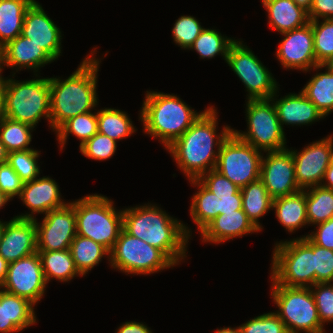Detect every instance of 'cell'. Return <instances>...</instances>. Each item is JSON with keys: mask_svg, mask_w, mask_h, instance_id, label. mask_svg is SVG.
Wrapping results in <instances>:
<instances>
[{"mask_svg": "<svg viewBox=\"0 0 333 333\" xmlns=\"http://www.w3.org/2000/svg\"><path fill=\"white\" fill-rule=\"evenodd\" d=\"M218 112L213 106L206 108L198 119L166 150L189 179H198L215 169L222 143L233 132L224 125L217 133ZM217 149H214V148Z\"/></svg>", "mask_w": 333, "mask_h": 333, "instance_id": "6da1fadb", "label": "cell"}, {"mask_svg": "<svg viewBox=\"0 0 333 333\" xmlns=\"http://www.w3.org/2000/svg\"><path fill=\"white\" fill-rule=\"evenodd\" d=\"M123 229L160 249L175 265L187 257L191 229L157 204L147 203L123 209Z\"/></svg>", "mask_w": 333, "mask_h": 333, "instance_id": "7a4b0ae2", "label": "cell"}, {"mask_svg": "<svg viewBox=\"0 0 333 333\" xmlns=\"http://www.w3.org/2000/svg\"><path fill=\"white\" fill-rule=\"evenodd\" d=\"M93 48L68 78H49L50 127L56 131L68 119L91 112L98 105L97 82L102 59ZM100 60V61H99Z\"/></svg>", "mask_w": 333, "mask_h": 333, "instance_id": "3957f363", "label": "cell"}, {"mask_svg": "<svg viewBox=\"0 0 333 333\" xmlns=\"http://www.w3.org/2000/svg\"><path fill=\"white\" fill-rule=\"evenodd\" d=\"M174 94L147 91L140 110L143 132L159 139L166 149L202 114Z\"/></svg>", "mask_w": 333, "mask_h": 333, "instance_id": "277c9868", "label": "cell"}, {"mask_svg": "<svg viewBox=\"0 0 333 333\" xmlns=\"http://www.w3.org/2000/svg\"><path fill=\"white\" fill-rule=\"evenodd\" d=\"M189 182L198 187L191 200L190 216L199 232L218 215L242 209L241 189L216 169Z\"/></svg>", "mask_w": 333, "mask_h": 333, "instance_id": "5b68a950", "label": "cell"}, {"mask_svg": "<svg viewBox=\"0 0 333 333\" xmlns=\"http://www.w3.org/2000/svg\"><path fill=\"white\" fill-rule=\"evenodd\" d=\"M107 196L91 194L74 201L76 235L92 239L109 251L123 229V209Z\"/></svg>", "mask_w": 333, "mask_h": 333, "instance_id": "8992f818", "label": "cell"}, {"mask_svg": "<svg viewBox=\"0 0 333 333\" xmlns=\"http://www.w3.org/2000/svg\"><path fill=\"white\" fill-rule=\"evenodd\" d=\"M270 275L272 284L288 287L315 285L314 243L307 236L276 242Z\"/></svg>", "mask_w": 333, "mask_h": 333, "instance_id": "52a82bcc", "label": "cell"}, {"mask_svg": "<svg viewBox=\"0 0 333 333\" xmlns=\"http://www.w3.org/2000/svg\"><path fill=\"white\" fill-rule=\"evenodd\" d=\"M5 117L37 126L43 117L50 124L49 78H34L24 81L5 79Z\"/></svg>", "mask_w": 333, "mask_h": 333, "instance_id": "ba28073f", "label": "cell"}, {"mask_svg": "<svg viewBox=\"0 0 333 333\" xmlns=\"http://www.w3.org/2000/svg\"><path fill=\"white\" fill-rule=\"evenodd\" d=\"M270 296L278 308L275 313L288 333H326L310 287L272 284Z\"/></svg>", "mask_w": 333, "mask_h": 333, "instance_id": "9c48e42d", "label": "cell"}, {"mask_svg": "<svg viewBox=\"0 0 333 333\" xmlns=\"http://www.w3.org/2000/svg\"><path fill=\"white\" fill-rule=\"evenodd\" d=\"M245 109L247 131H238L233 128V133L239 139L263 152L287 148L284 128L279 122L271 98L247 100Z\"/></svg>", "mask_w": 333, "mask_h": 333, "instance_id": "30bf717a", "label": "cell"}, {"mask_svg": "<svg viewBox=\"0 0 333 333\" xmlns=\"http://www.w3.org/2000/svg\"><path fill=\"white\" fill-rule=\"evenodd\" d=\"M111 268L127 274L151 275L176 266L160 249L121 230L110 251Z\"/></svg>", "mask_w": 333, "mask_h": 333, "instance_id": "8fae6325", "label": "cell"}, {"mask_svg": "<svg viewBox=\"0 0 333 333\" xmlns=\"http://www.w3.org/2000/svg\"><path fill=\"white\" fill-rule=\"evenodd\" d=\"M263 153L232 132L221 145L215 169L241 189L260 178Z\"/></svg>", "mask_w": 333, "mask_h": 333, "instance_id": "7c38bea8", "label": "cell"}, {"mask_svg": "<svg viewBox=\"0 0 333 333\" xmlns=\"http://www.w3.org/2000/svg\"><path fill=\"white\" fill-rule=\"evenodd\" d=\"M226 63L244 83L247 100L271 98L279 88L268 68L239 39L230 45Z\"/></svg>", "mask_w": 333, "mask_h": 333, "instance_id": "4fadbf2b", "label": "cell"}, {"mask_svg": "<svg viewBox=\"0 0 333 333\" xmlns=\"http://www.w3.org/2000/svg\"><path fill=\"white\" fill-rule=\"evenodd\" d=\"M47 282L38 252L10 262L0 288L36 305L45 295Z\"/></svg>", "mask_w": 333, "mask_h": 333, "instance_id": "5bb4252c", "label": "cell"}, {"mask_svg": "<svg viewBox=\"0 0 333 333\" xmlns=\"http://www.w3.org/2000/svg\"><path fill=\"white\" fill-rule=\"evenodd\" d=\"M44 216L41 223L35 219L37 251L69 249L76 236L74 201Z\"/></svg>", "mask_w": 333, "mask_h": 333, "instance_id": "9a60e30c", "label": "cell"}, {"mask_svg": "<svg viewBox=\"0 0 333 333\" xmlns=\"http://www.w3.org/2000/svg\"><path fill=\"white\" fill-rule=\"evenodd\" d=\"M294 158L295 177L298 186L304 190L321 185L325 172L332 160L333 136L328 135L298 152L290 148Z\"/></svg>", "mask_w": 333, "mask_h": 333, "instance_id": "2e32d148", "label": "cell"}, {"mask_svg": "<svg viewBox=\"0 0 333 333\" xmlns=\"http://www.w3.org/2000/svg\"><path fill=\"white\" fill-rule=\"evenodd\" d=\"M262 157L260 179L274 199L302 190L296 181L294 158L289 148L267 151Z\"/></svg>", "mask_w": 333, "mask_h": 333, "instance_id": "e0dca14e", "label": "cell"}, {"mask_svg": "<svg viewBox=\"0 0 333 333\" xmlns=\"http://www.w3.org/2000/svg\"><path fill=\"white\" fill-rule=\"evenodd\" d=\"M283 39L276 51L277 60L285 69H295L309 72L316 63L314 51V36L312 24L309 22L303 27L281 33Z\"/></svg>", "mask_w": 333, "mask_h": 333, "instance_id": "ac0fdd59", "label": "cell"}, {"mask_svg": "<svg viewBox=\"0 0 333 333\" xmlns=\"http://www.w3.org/2000/svg\"><path fill=\"white\" fill-rule=\"evenodd\" d=\"M21 35L39 45L54 61L62 53L60 28L35 0L26 11Z\"/></svg>", "mask_w": 333, "mask_h": 333, "instance_id": "d6986e66", "label": "cell"}, {"mask_svg": "<svg viewBox=\"0 0 333 333\" xmlns=\"http://www.w3.org/2000/svg\"><path fill=\"white\" fill-rule=\"evenodd\" d=\"M35 220L13 217L5 222L0 255L8 262L37 252Z\"/></svg>", "mask_w": 333, "mask_h": 333, "instance_id": "ffe728a7", "label": "cell"}, {"mask_svg": "<svg viewBox=\"0 0 333 333\" xmlns=\"http://www.w3.org/2000/svg\"><path fill=\"white\" fill-rule=\"evenodd\" d=\"M59 189L57 182L49 176L25 182L18 198L31 212L15 217L35 220L36 213L45 215L51 210L66 206L69 202L66 203L61 199Z\"/></svg>", "mask_w": 333, "mask_h": 333, "instance_id": "44dd1931", "label": "cell"}, {"mask_svg": "<svg viewBox=\"0 0 333 333\" xmlns=\"http://www.w3.org/2000/svg\"><path fill=\"white\" fill-rule=\"evenodd\" d=\"M278 90L272 95L271 99L275 105L282 128L284 124L301 127V125L312 124L325 118L301 90L299 94L290 93L277 99L279 96L277 95V92L279 93Z\"/></svg>", "mask_w": 333, "mask_h": 333, "instance_id": "7402d4cb", "label": "cell"}, {"mask_svg": "<svg viewBox=\"0 0 333 333\" xmlns=\"http://www.w3.org/2000/svg\"><path fill=\"white\" fill-rule=\"evenodd\" d=\"M53 61L39 45L21 34L3 46V66L16 69V72L26 68L35 74L40 67Z\"/></svg>", "mask_w": 333, "mask_h": 333, "instance_id": "603a6c76", "label": "cell"}, {"mask_svg": "<svg viewBox=\"0 0 333 333\" xmlns=\"http://www.w3.org/2000/svg\"><path fill=\"white\" fill-rule=\"evenodd\" d=\"M258 231L240 209L218 215L200 232V236L204 243L219 244Z\"/></svg>", "mask_w": 333, "mask_h": 333, "instance_id": "cb8c5ba5", "label": "cell"}, {"mask_svg": "<svg viewBox=\"0 0 333 333\" xmlns=\"http://www.w3.org/2000/svg\"><path fill=\"white\" fill-rule=\"evenodd\" d=\"M35 305L0 288V333H14L37 323Z\"/></svg>", "mask_w": 333, "mask_h": 333, "instance_id": "d4e9b609", "label": "cell"}, {"mask_svg": "<svg viewBox=\"0 0 333 333\" xmlns=\"http://www.w3.org/2000/svg\"><path fill=\"white\" fill-rule=\"evenodd\" d=\"M268 14L269 26L280 34L309 23L308 12L293 0H261Z\"/></svg>", "mask_w": 333, "mask_h": 333, "instance_id": "484cf974", "label": "cell"}, {"mask_svg": "<svg viewBox=\"0 0 333 333\" xmlns=\"http://www.w3.org/2000/svg\"><path fill=\"white\" fill-rule=\"evenodd\" d=\"M272 209L279 223L290 233L308 225L306 216V189L280 196L272 201Z\"/></svg>", "mask_w": 333, "mask_h": 333, "instance_id": "4316f807", "label": "cell"}, {"mask_svg": "<svg viewBox=\"0 0 333 333\" xmlns=\"http://www.w3.org/2000/svg\"><path fill=\"white\" fill-rule=\"evenodd\" d=\"M323 68L326 72H317L301 92L326 117L333 112V71L327 65H317L313 70L319 71Z\"/></svg>", "mask_w": 333, "mask_h": 333, "instance_id": "83f0119b", "label": "cell"}, {"mask_svg": "<svg viewBox=\"0 0 333 333\" xmlns=\"http://www.w3.org/2000/svg\"><path fill=\"white\" fill-rule=\"evenodd\" d=\"M241 194L243 211L253 225L261 231L263 226L259 219L272 209L273 198L260 178L242 187Z\"/></svg>", "mask_w": 333, "mask_h": 333, "instance_id": "f1b7e54d", "label": "cell"}, {"mask_svg": "<svg viewBox=\"0 0 333 333\" xmlns=\"http://www.w3.org/2000/svg\"><path fill=\"white\" fill-rule=\"evenodd\" d=\"M37 252L40 256L47 284L51 279H56L60 282H68L76 276L82 277L75 266L69 249Z\"/></svg>", "mask_w": 333, "mask_h": 333, "instance_id": "f546056e", "label": "cell"}, {"mask_svg": "<svg viewBox=\"0 0 333 333\" xmlns=\"http://www.w3.org/2000/svg\"><path fill=\"white\" fill-rule=\"evenodd\" d=\"M34 0H0V44L18 37L22 32L24 17Z\"/></svg>", "mask_w": 333, "mask_h": 333, "instance_id": "4dcf8cb0", "label": "cell"}, {"mask_svg": "<svg viewBox=\"0 0 333 333\" xmlns=\"http://www.w3.org/2000/svg\"><path fill=\"white\" fill-rule=\"evenodd\" d=\"M69 250L79 273L84 276L97 266L103 257L110 258V251L92 239L76 235Z\"/></svg>", "mask_w": 333, "mask_h": 333, "instance_id": "1f68e13d", "label": "cell"}, {"mask_svg": "<svg viewBox=\"0 0 333 333\" xmlns=\"http://www.w3.org/2000/svg\"><path fill=\"white\" fill-rule=\"evenodd\" d=\"M98 132L118 142L130 137L137 131L125 111L102 108L97 111Z\"/></svg>", "mask_w": 333, "mask_h": 333, "instance_id": "d6a6232c", "label": "cell"}, {"mask_svg": "<svg viewBox=\"0 0 333 333\" xmlns=\"http://www.w3.org/2000/svg\"><path fill=\"white\" fill-rule=\"evenodd\" d=\"M98 132L97 112H86L68 119L56 131L57 141H59L60 150L66 145L68 136L74 135L80 139V145Z\"/></svg>", "mask_w": 333, "mask_h": 333, "instance_id": "836d02e7", "label": "cell"}, {"mask_svg": "<svg viewBox=\"0 0 333 333\" xmlns=\"http://www.w3.org/2000/svg\"><path fill=\"white\" fill-rule=\"evenodd\" d=\"M308 226L326 222L333 217V190L322 185L306 189Z\"/></svg>", "mask_w": 333, "mask_h": 333, "instance_id": "e575fe53", "label": "cell"}, {"mask_svg": "<svg viewBox=\"0 0 333 333\" xmlns=\"http://www.w3.org/2000/svg\"><path fill=\"white\" fill-rule=\"evenodd\" d=\"M35 127L4 117L0 120V141L6 147L8 153L25 151L32 141V134Z\"/></svg>", "mask_w": 333, "mask_h": 333, "instance_id": "d590c367", "label": "cell"}, {"mask_svg": "<svg viewBox=\"0 0 333 333\" xmlns=\"http://www.w3.org/2000/svg\"><path fill=\"white\" fill-rule=\"evenodd\" d=\"M235 39L222 35L217 29L204 28L189 50H195L201 59H212L220 55L227 60L230 45Z\"/></svg>", "mask_w": 333, "mask_h": 333, "instance_id": "8d00e7d4", "label": "cell"}, {"mask_svg": "<svg viewBox=\"0 0 333 333\" xmlns=\"http://www.w3.org/2000/svg\"><path fill=\"white\" fill-rule=\"evenodd\" d=\"M309 22L313 29L316 63L327 65L333 59V19Z\"/></svg>", "mask_w": 333, "mask_h": 333, "instance_id": "74e56055", "label": "cell"}, {"mask_svg": "<svg viewBox=\"0 0 333 333\" xmlns=\"http://www.w3.org/2000/svg\"><path fill=\"white\" fill-rule=\"evenodd\" d=\"M39 153L40 151L35 149L8 153V164L24 183L39 177Z\"/></svg>", "mask_w": 333, "mask_h": 333, "instance_id": "f35d334b", "label": "cell"}, {"mask_svg": "<svg viewBox=\"0 0 333 333\" xmlns=\"http://www.w3.org/2000/svg\"><path fill=\"white\" fill-rule=\"evenodd\" d=\"M203 29L204 27L195 17L183 15L176 20L173 26V41L180 48L189 50Z\"/></svg>", "mask_w": 333, "mask_h": 333, "instance_id": "ab89813d", "label": "cell"}, {"mask_svg": "<svg viewBox=\"0 0 333 333\" xmlns=\"http://www.w3.org/2000/svg\"><path fill=\"white\" fill-rule=\"evenodd\" d=\"M83 156L98 161L111 158L117 149V142L107 135L97 132L79 147Z\"/></svg>", "mask_w": 333, "mask_h": 333, "instance_id": "60d3db41", "label": "cell"}, {"mask_svg": "<svg viewBox=\"0 0 333 333\" xmlns=\"http://www.w3.org/2000/svg\"><path fill=\"white\" fill-rule=\"evenodd\" d=\"M242 333H288L275 312L264 313L240 325Z\"/></svg>", "mask_w": 333, "mask_h": 333, "instance_id": "b9f144b4", "label": "cell"}, {"mask_svg": "<svg viewBox=\"0 0 333 333\" xmlns=\"http://www.w3.org/2000/svg\"><path fill=\"white\" fill-rule=\"evenodd\" d=\"M322 326L333 322V282L316 283L310 287Z\"/></svg>", "mask_w": 333, "mask_h": 333, "instance_id": "7bdbcfd3", "label": "cell"}, {"mask_svg": "<svg viewBox=\"0 0 333 333\" xmlns=\"http://www.w3.org/2000/svg\"><path fill=\"white\" fill-rule=\"evenodd\" d=\"M315 284L333 282V250L314 244Z\"/></svg>", "mask_w": 333, "mask_h": 333, "instance_id": "ee69618b", "label": "cell"}, {"mask_svg": "<svg viewBox=\"0 0 333 333\" xmlns=\"http://www.w3.org/2000/svg\"><path fill=\"white\" fill-rule=\"evenodd\" d=\"M23 184L24 182L8 162L0 165V191L2 193L13 200L15 196H20Z\"/></svg>", "mask_w": 333, "mask_h": 333, "instance_id": "f6af8a7d", "label": "cell"}, {"mask_svg": "<svg viewBox=\"0 0 333 333\" xmlns=\"http://www.w3.org/2000/svg\"><path fill=\"white\" fill-rule=\"evenodd\" d=\"M315 226H317L315 231L304 236L320 247L333 250V217Z\"/></svg>", "mask_w": 333, "mask_h": 333, "instance_id": "bcb514c9", "label": "cell"}, {"mask_svg": "<svg viewBox=\"0 0 333 333\" xmlns=\"http://www.w3.org/2000/svg\"><path fill=\"white\" fill-rule=\"evenodd\" d=\"M308 17L309 21L333 19V0H313Z\"/></svg>", "mask_w": 333, "mask_h": 333, "instance_id": "7dc6e473", "label": "cell"}, {"mask_svg": "<svg viewBox=\"0 0 333 333\" xmlns=\"http://www.w3.org/2000/svg\"><path fill=\"white\" fill-rule=\"evenodd\" d=\"M115 333H153L143 322L127 321L122 323Z\"/></svg>", "mask_w": 333, "mask_h": 333, "instance_id": "c3c4849f", "label": "cell"}, {"mask_svg": "<svg viewBox=\"0 0 333 333\" xmlns=\"http://www.w3.org/2000/svg\"><path fill=\"white\" fill-rule=\"evenodd\" d=\"M321 185L323 187L333 190V164L332 163L328 166Z\"/></svg>", "mask_w": 333, "mask_h": 333, "instance_id": "681fc988", "label": "cell"}, {"mask_svg": "<svg viewBox=\"0 0 333 333\" xmlns=\"http://www.w3.org/2000/svg\"><path fill=\"white\" fill-rule=\"evenodd\" d=\"M4 88L5 77L0 76V120L5 117Z\"/></svg>", "mask_w": 333, "mask_h": 333, "instance_id": "f907efd6", "label": "cell"}, {"mask_svg": "<svg viewBox=\"0 0 333 333\" xmlns=\"http://www.w3.org/2000/svg\"><path fill=\"white\" fill-rule=\"evenodd\" d=\"M9 263L0 255V286L4 282Z\"/></svg>", "mask_w": 333, "mask_h": 333, "instance_id": "816d5d0a", "label": "cell"}, {"mask_svg": "<svg viewBox=\"0 0 333 333\" xmlns=\"http://www.w3.org/2000/svg\"><path fill=\"white\" fill-rule=\"evenodd\" d=\"M299 7L309 12L312 7L313 0H293Z\"/></svg>", "mask_w": 333, "mask_h": 333, "instance_id": "f5cc1de1", "label": "cell"}, {"mask_svg": "<svg viewBox=\"0 0 333 333\" xmlns=\"http://www.w3.org/2000/svg\"><path fill=\"white\" fill-rule=\"evenodd\" d=\"M214 333H242V331L240 326L234 328L229 326L224 328L221 327L220 329L217 328L216 332Z\"/></svg>", "mask_w": 333, "mask_h": 333, "instance_id": "db71d44e", "label": "cell"}, {"mask_svg": "<svg viewBox=\"0 0 333 333\" xmlns=\"http://www.w3.org/2000/svg\"><path fill=\"white\" fill-rule=\"evenodd\" d=\"M8 160V151L3 143L0 141V165L6 163Z\"/></svg>", "mask_w": 333, "mask_h": 333, "instance_id": "11a10c76", "label": "cell"}, {"mask_svg": "<svg viewBox=\"0 0 333 333\" xmlns=\"http://www.w3.org/2000/svg\"><path fill=\"white\" fill-rule=\"evenodd\" d=\"M11 199L4 193L0 191V209L5 206Z\"/></svg>", "mask_w": 333, "mask_h": 333, "instance_id": "9f6ffc18", "label": "cell"}, {"mask_svg": "<svg viewBox=\"0 0 333 333\" xmlns=\"http://www.w3.org/2000/svg\"><path fill=\"white\" fill-rule=\"evenodd\" d=\"M3 46L0 44V69H3Z\"/></svg>", "mask_w": 333, "mask_h": 333, "instance_id": "6f0895ef", "label": "cell"}, {"mask_svg": "<svg viewBox=\"0 0 333 333\" xmlns=\"http://www.w3.org/2000/svg\"><path fill=\"white\" fill-rule=\"evenodd\" d=\"M5 222L0 220V241L4 230Z\"/></svg>", "mask_w": 333, "mask_h": 333, "instance_id": "680465c9", "label": "cell"}, {"mask_svg": "<svg viewBox=\"0 0 333 333\" xmlns=\"http://www.w3.org/2000/svg\"><path fill=\"white\" fill-rule=\"evenodd\" d=\"M327 66L333 71V59L327 64Z\"/></svg>", "mask_w": 333, "mask_h": 333, "instance_id": "91938a15", "label": "cell"}, {"mask_svg": "<svg viewBox=\"0 0 333 333\" xmlns=\"http://www.w3.org/2000/svg\"><path fill=\"white\" fill-rule=\"evenodd\" d=\"M331 163L333 164V150H332V160H331Z\"/></svg>", "mask_w": 333, "mask_h": 333, "instance_id": "94428289", "label": "cell"}]
</instances>
